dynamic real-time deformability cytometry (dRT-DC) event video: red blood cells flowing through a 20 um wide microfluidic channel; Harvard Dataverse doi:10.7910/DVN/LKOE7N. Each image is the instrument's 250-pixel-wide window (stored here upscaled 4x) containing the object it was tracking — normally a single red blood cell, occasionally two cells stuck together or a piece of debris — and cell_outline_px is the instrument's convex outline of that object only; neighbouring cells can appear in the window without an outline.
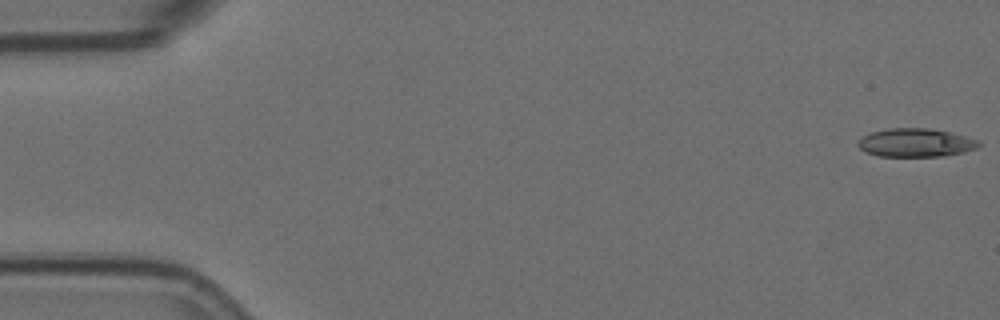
{"species": "Egyptian fruit bat (a non-hibernating species)", "species_latin": "Rousettus aegyptiacus", "temperature_condition": "room temperature", "stored_images_in_passage": 57, "camera_frame_rate_fps": 3000, "um_per_image_px": 0.085, "animal": {"sex": "female"}, "frame": {"image": 1, "passage_image": 1, "time_ms": 0.0, "image_size_px": [1000, 320], "cell_outline_px": [[980, 144], [976, 148], [964, 152], [940, 156], [880, 156], [868, 152], [860, 148], [856, 144], [864, 136], [872, 132], [888, 128], [928, 128], [952, 132], [980, 140]], "centroid_in_image_um": [77.87, 12.12], "position_along_channel_um": 7.1, "area_um2": 19.88}}
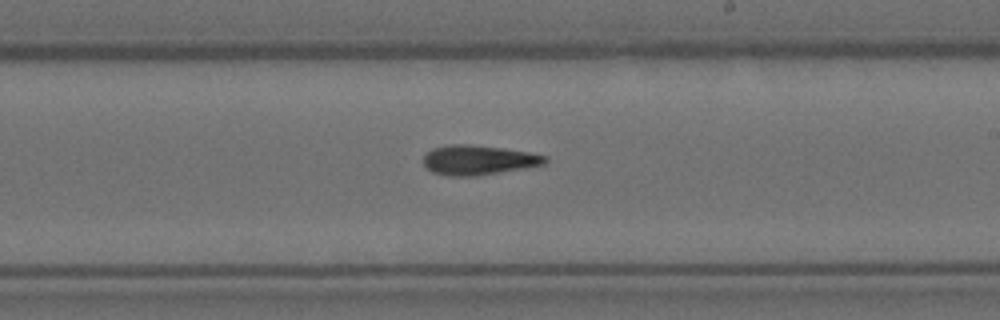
{"frame": {"image": 2, "passage_image": 33, "time_ms": 10.667, "image_size_px": [1000, 320], "cell_outline_px": [[548, 160], [544, 164], [476, 176], [448, 176], [432, 172], [424, 164], [424, 156], [432, 148], [452, 144], [468, 144], [500, 148], [528, 152], [548, 156]], "centroid_in_image_um": [40.64, 13.6], "position_along_channel_um": 248.4, "area_um2": 20.75}}
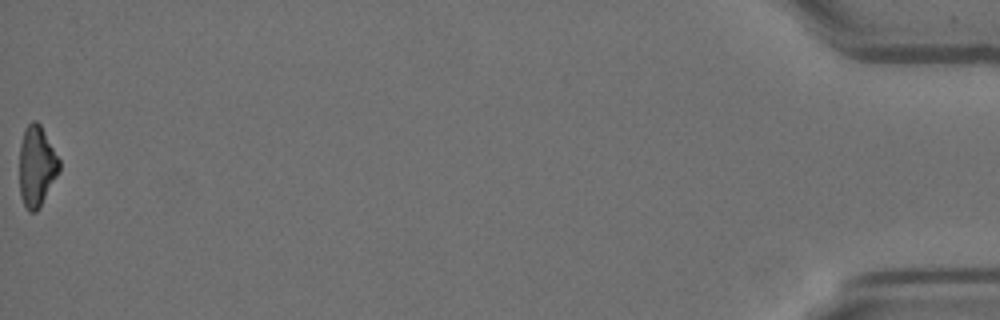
{"frame": {"image": 3, "passage_image": 57, "time_ms": 18.667, "image_size_px": [1000, 320], "cell_outline_px": [[60, 172], [36, 212], [28, 212], [20, 196], [20, 148], [24, 128], [32, 120], [36, 120], [40, 124], [60, 160]], "centroid_in_image_um": [3.12, 14.12], "position_along_channel_um": 432.1, "area_um2": 18.67}, "authors_computed_cell_mechanics": {"area_um2": 20.1144, "velocity_mm_per_s": 3.5994, "shape_relaxation_time_tau1_ms": 8.5115, "shape_relaxation_time_tau2_ms": null, "deformation_change_tau1": 0.2265, "deformation_change_tau2": null}}